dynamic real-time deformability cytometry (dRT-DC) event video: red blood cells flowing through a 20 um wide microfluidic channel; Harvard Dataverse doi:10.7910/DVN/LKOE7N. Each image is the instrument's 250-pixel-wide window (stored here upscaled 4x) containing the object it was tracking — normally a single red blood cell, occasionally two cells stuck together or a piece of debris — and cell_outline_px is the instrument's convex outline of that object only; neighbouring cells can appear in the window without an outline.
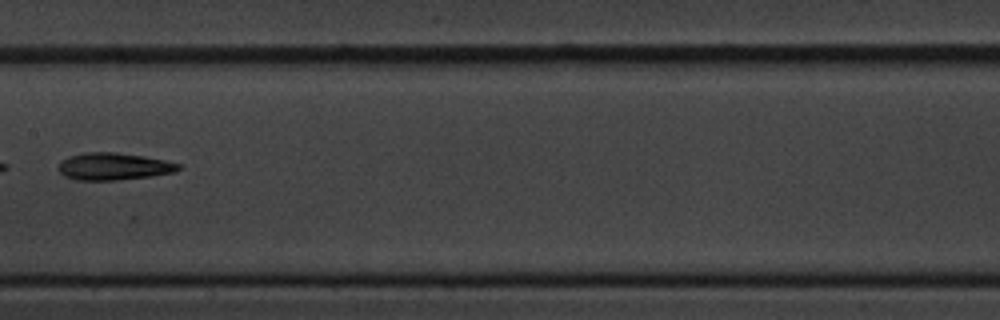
{"species": "common noctule bat (a hibernating species)", "species_latin": "Nyctalus noctula", "temperature_condition": "cold", "stored_images_in_passage": 8, "camera_frame_rate_fps": 3000, "um_per_image_px": 0.085, "animal": {"sex": "male", "body_mass_g": 20.1, "forearm_length_mm": 53.5}, "frame": {"image": 1, "passage_image": 8, "time_ms": 8.667, "image_size_px": [1000, 320], "cell_outline_px": [[180, 168], [176, 172], [152, 176], [120, 180], [76, 180], [64, 176], [56, 168], [60, 160], [68, 156], [84, 152], [116, 152], [144, 156], [164, 160], [180, 164]], "centroid_in_image_um": [9.62, 14.14], "position_along_channel_um": 197.8, "area_um2": 19.31}}